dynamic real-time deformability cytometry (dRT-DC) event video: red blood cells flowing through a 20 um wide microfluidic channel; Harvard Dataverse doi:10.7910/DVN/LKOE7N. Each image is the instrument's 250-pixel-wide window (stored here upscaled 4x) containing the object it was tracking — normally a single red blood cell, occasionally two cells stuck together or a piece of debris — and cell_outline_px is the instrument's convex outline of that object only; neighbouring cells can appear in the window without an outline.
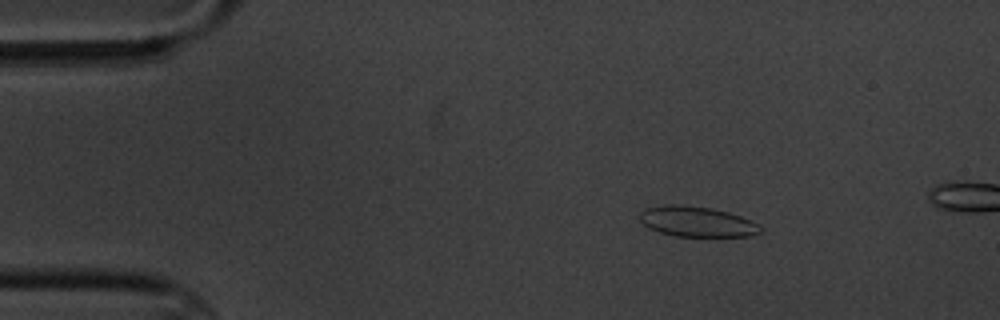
{"species": "common noctule bat (a hibernating species)", "species_latin": "Nyctalus noctula", "temperature_condition": "cold", "stored_images_in_passage": 5, "camera_frame_rate_fps": 3000, "um_per_image_px": 0.085, "animal": {"sex": "male", "body_mass_g": 20.1, "forearm_length_mm": 53.5}, "frame": {"image": 1, "passage_image": 3, "time_ms": 2.333, "image_size_px": [1000, 320], "cell_outline_px": [[764, 228], [760, 232], [752, 236], [676, 236], [660, 232], [648, 228], [640, 220], [640, 212], [644, 208], [664, 204], [680, 204], [712, 208], [728, 212], [740, 216]], "centroid_in_image_um": [59.2, 18.83], "position_along_channel_um": 25.8, "area_um2": 21.33}}